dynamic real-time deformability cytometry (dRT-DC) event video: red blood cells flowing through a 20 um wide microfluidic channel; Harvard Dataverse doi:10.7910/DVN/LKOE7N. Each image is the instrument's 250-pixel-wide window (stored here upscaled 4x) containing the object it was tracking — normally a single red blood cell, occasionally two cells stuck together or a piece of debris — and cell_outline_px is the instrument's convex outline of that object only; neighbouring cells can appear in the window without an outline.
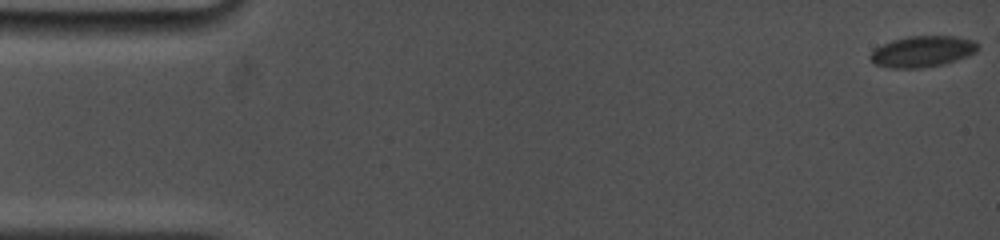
{"species": "common noctule bat (a hibernating species)", "species_latin": "Nyctalus noctula", "temperature_condition": "cold", "stored_images_in_passage": 13, "camera_frame_rate_fps": 5000, "um_per_image_px": 0.085, "animal": {"sex": "female", "body_mass_g": 19.0, "forearm_length_mm": 53.3}, "frame": {"image": 1, "passage_image": 1, "time_ms": 0.0, "image_size_px": [1000, 240], "cell_outline_px": [[980, 48], [976, 52], [968, 56], [944, 64], [920, 68], [892, 68], [876, 64], [868, 56], [876, 48], [892, 40], [908, 36], [952, 36], [976, 40], [980, 44]], "centroid_in_image_um": [78.47, 4.37], "position_along_channel_um": 6.5, "area_um2": 19.54}}
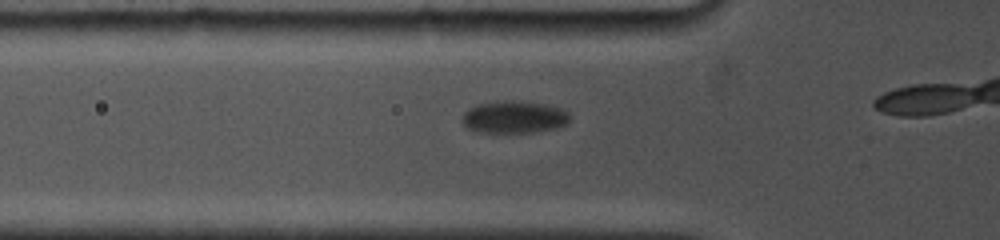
{"frame": {"image": 2, "passage_image": 10, "time_ms": 6.2, "image_size_px": [1000, 240], "cell_outline_px": [[568, 124], [536, 132], [480, 132], [468, 128], [464, 124], [464, 112], [468, 108], [476, 104], [504, 100], [512, 100], [544, 104], [560, 108], [568, 112]], "centroid_in_image_um": [43.69, 9.94], "position_along_channel_um": 82.1, "area_um2": 20.0}}